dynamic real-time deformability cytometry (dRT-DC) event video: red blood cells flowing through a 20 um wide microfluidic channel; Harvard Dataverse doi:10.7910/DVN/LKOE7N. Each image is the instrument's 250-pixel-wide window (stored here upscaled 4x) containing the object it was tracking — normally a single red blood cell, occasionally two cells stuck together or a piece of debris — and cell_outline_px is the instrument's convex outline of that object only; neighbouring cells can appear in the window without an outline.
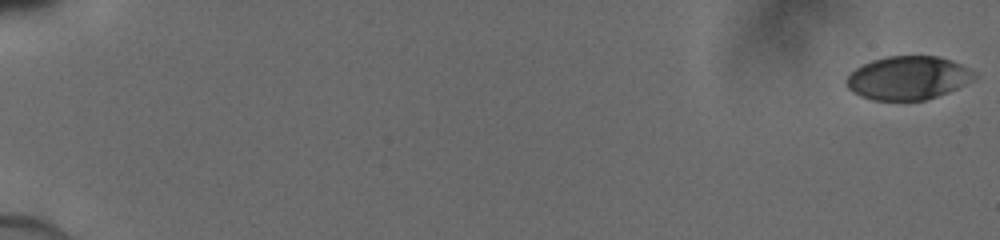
{"species": "human", "species_latin": "Homo sapiens", "temperature_condition": "cold", "stored_images_in_passage": 52, "camera_frame_rate_fps": 3000, "um_per_image_px": 0.085, "donor": {"sex": "male"}, "frame": {"image": 1, "passage_image": 1, "time_ms": 0.0, "image_size_px": [1000, 240], "cell_outline_px": [[976, 76], [972, 80], [948, 92], [924, 100], [872, 100], [860, 96], [852, 92], [848, 88], [844, 80], [856, 68], [872, 60], [888, 56], [940, 56], [952, 60], [968, 68]], "centroid_in_image_um": [77.14, 6.62], "position_along_channel_um": 7.9, "area_um2": 32.19}}
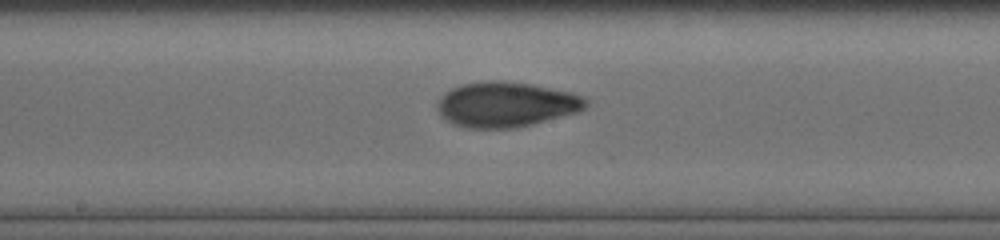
{"frame": {"image": 2, "passage_image": 30, "time_ms": 9.667, "image_size_px": [1000, 240], "cell_outline_px": [[588, 104], [584, 108], [576, 112], [512, 128], [468, 128], [452, 124], [436, 108], [436, 104], [440, 96], [444, 92], [460, 84], [488, 80], [500, 80], [532, 84], [572, 92], [588, 100]], "centroid_in_image_um": [42.97, 8.85], "position_along_channel_um": 205.2, "area_um2": 38.78}}
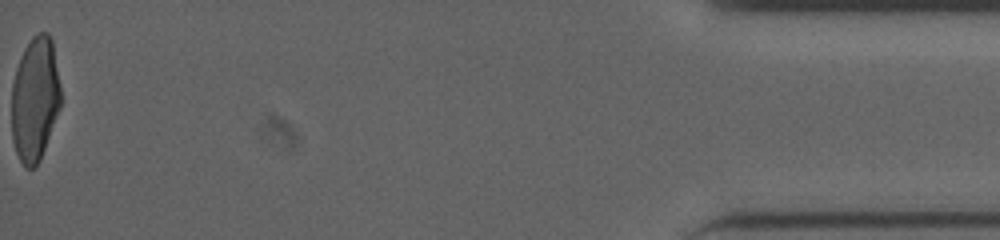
{"frame": {"image": 3, "passage_image": 52, "time_ms": 17.0, "image_size_px": [1000, 240], "cell_outline_px": [[60, 108], [40, 160], [32, 168], [24, 168], [16, 152], [12, 140], [12, 80], [20, 56], [24, 48], [32, 36], [40, 32], [48, 32], [52, 40], [60, 84]], "centroid_in_image_um": [2.96, 8.41], "position_along_channel_um": 432.2, "area_um2": 35.72}}